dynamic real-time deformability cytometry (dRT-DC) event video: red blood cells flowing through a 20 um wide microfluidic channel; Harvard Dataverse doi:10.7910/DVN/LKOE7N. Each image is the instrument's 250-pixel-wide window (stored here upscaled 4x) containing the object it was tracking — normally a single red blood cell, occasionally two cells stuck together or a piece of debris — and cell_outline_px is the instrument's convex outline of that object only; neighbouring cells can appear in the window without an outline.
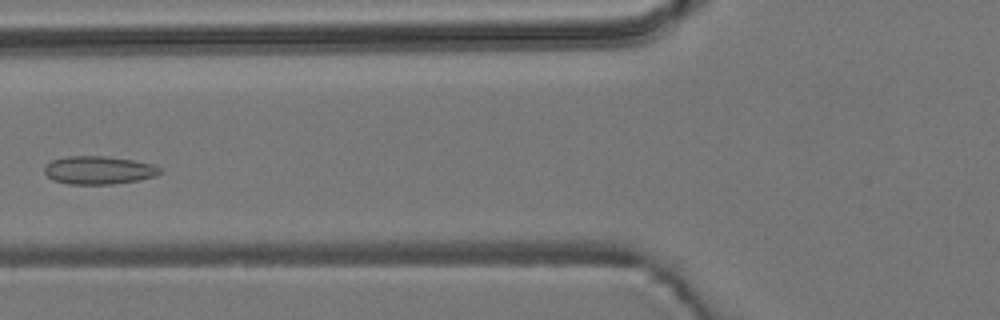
{"species": "common noctule bat (a hibernating species)", "species_latin": "Nyctalus noctula", "temperature_condition": "room temperature", "stored_images_in_passage": 9, "camera_frame_rate_fps": 3000, "um_per_image_px": 0.085, "animal": {"sex": "male", "body_mass_g": 19.2, "forearm_length_mm": 51.8}, "frame": {"image": 1, "passage_image": 8, "time_ms": 8.0, "image_size_px": [1000, 320], "cell_outline_px": [[160, 172], [156, 176], [136, 180], [112, 184], [68, 184], [52, 180], [44, 172], [44, 168], [52, 160], [68, 156], [104, 156], [132, 160], [152, 164], [160, 168]], "centroid_in_image_um": [8.36, 14.47], "position_along_channel_um": 117.4, "area_um2": 18.73}}
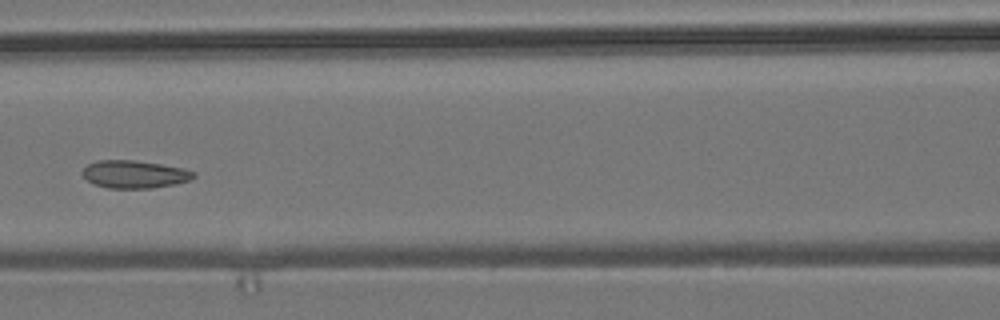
{"frame": {"image": 2, "passage_image": 9, "time_ms": 9.0, "image_size_px": [1000, 320], "cell_outline_px": [[196, 176], [188, 180], [176, 184], [152, 188], [108, 188], [92, 184], [80, 172], [88, 164], [96, 160], [132, 160], [160, 164], [184, 168], [196, 172]], "centroid_in_image_um": [11.42, 14.81], "position_along_channel_um": 155.2, "area_um2": 18.03}}